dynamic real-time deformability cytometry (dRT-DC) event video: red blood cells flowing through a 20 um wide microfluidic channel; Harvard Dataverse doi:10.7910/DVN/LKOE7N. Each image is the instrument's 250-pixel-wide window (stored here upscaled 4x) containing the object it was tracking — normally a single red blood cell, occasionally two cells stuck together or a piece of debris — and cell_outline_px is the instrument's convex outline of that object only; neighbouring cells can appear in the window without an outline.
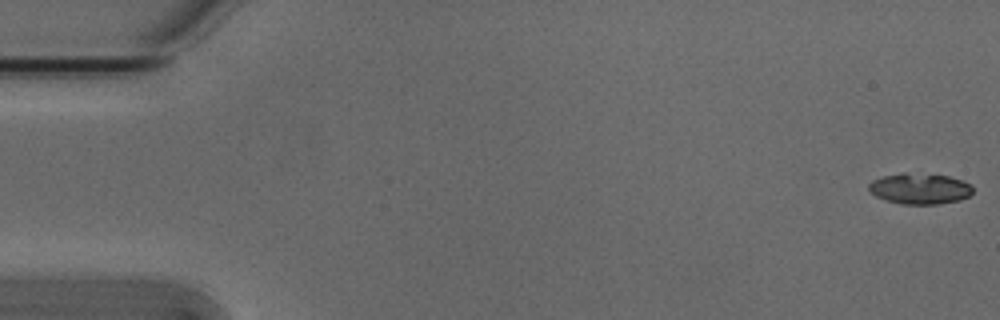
{"species": "Egyptian fruit bat (a non-hibernating species)", "species_latin": "Rousettus aegyptiacus", "temperature_condition": "cold", "stored_images_in_passage": 6, "segment_of_instrument_passage": [1, 2], "camera_frame_rate_fps": 3000, "um_per_image_px": 0.085, "animal": {"sex": "male"}, "frame": {"image": 1, "passage_image": 1, "time_ms": 0.0, "image_size_px": [1000, 320], "cell_outline_px": [[972, 192], [968, 196], [960, 200], [940, 204], [900, 204], [876, 196], [868, 188], [868, 184], [872, 180], [884, 176], [904, 172], [948, 176], [972, 184]], "centroid_in_image_um": [78.19, 16.03], "position_along_channel_um": 6.8, "area_um2": 18.61}}